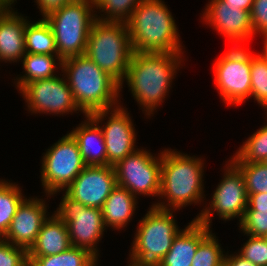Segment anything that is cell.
<instances>
[{
	"mask_svg": "<svg viewBox=\"0 0 267 266\" xmlns=\"http://www.w3.org/2000/svg\"><path fill=\"white\" fill-rule=\"evenodd\" d=\"M46 204L45 200L37 197L25 198L18 206L2 239L28 251L34 244L42 224L48 218Z\"/></svg>",
	"mask_w": 267,
	"mask_h": 266,
	"instance_id": "17",
	"label": "cell"
},
{
	"mask_svg": "<svg viewBox=\"0 0 267 266\" xmlns=\"http://www.w3.org/2000/svg\"><path fill=\"white\" fill-rule=\"evenodd\" d=\"M9 9V7L0 0V17Z\"/></svg>",
	"mask_w": 267,
	"mask_h": 266,
	"instance_id": "41",
	"label": "cell"
},
{
	"mask_svg": "<svg viewBox=\"0 0 267 266\" xmlns=\"http://www.w3.org/2000/svg\"><path fill=\"white\" fill-rule=\"evenodd\" d=\"M126 25L134 52L183 53L175 19L163 0H142Z\"/></svg>",
	"mask_w": 267,
	"mask_h": 266,
	"instance_id": "2",
	"label": "cell"
},
{
	"mask_svg": "<svg viewBox=\"0 0 267 266\" xmlns=\"http://www.w3.org/2000/svg\"><path fill=\"white\" fill-rule=\"evenodd\" d=\"M116 186L113 166H86L65 189V193L86 207L101 209Z\"/></svg>",
	"mask_w": 267,
	"mask_h": 266,
	"instance_id": "15",
	"label": "cell"
},
{
	"mask_svg": "<svg viewBox=\"0 0 267 266\" xmlns=\"http://www.w3.org/2000/svg\"><path fill=\"white\" fill-rule=\"evenodd\" d=\"M25 50L30 54L58 55L53 31L44 18L26 23Z\"/></svg>",
	"mask_w": 267,
	"mask_h": 266,
	"instance_id": "24",
	"label": "cell"
},
{
	"mask_svg": "<svg viewBox=\"0 0 267 266\" xmlns=\"http://www.w3.org/2000/svg\"><path fill=\"white\" fill-rule=\"evenodd\" d=\"M27 263L26 249L0 238V266H25Z\"/></svg>",
	"mask_w": 267,
	"mask_h": 266,
	"instance_id": "34",
	"label": "cell"
},
{
	"mask_svg": "<svg viewBox=\"0 0 267 266\" xmlns=\"http://www.w3.org/2000/svg\"><path fill=\"white\" fill-rule=\"evenodd\" d=\"M227 5L239 6V9L251 11L254 0H222Z\"/></svg>",
	"mask_w": 267,
	"mask_h": 266,
	"instance_id": "39",
	"label": "cell"
},
{
	"mask_svg": "<svg viewBox=\"0 0 267 266\" xmlns=\"http://www.w3.org/2000/svg\"><path fill=\"white\" fill-rule=\"evenodd\" d=\"M60 70L83 114L90 115L120 104V84L85 54L63 59Z\"/></svg>",
	"mask_w": 267,
	"mask_h": 266,
	"instance_id": "3",
	"label": "cell"
},
{
	"mask_svg": "<svg viewBox=\"0 0 267 266\" xmlns=\"http://www.w3.org/2000/svg\"><path fill=\"white\" fill-rule=\"evenodd\" d=\"M4 4H6L9 8H11V6H13L14 2L16 0H1Z\"/></svg>",
	"mask_w": 267,
	"mask_h": 266,
	"instance_id": "43",
	"label": "cell"
},
{
	"mask_svg": "<svg viewBox=\"0 0 267 266\" xmlns=\"http://www.w3.org/2000/svg\"><path fill=\"white\" fill-rule=\"evenodd\" d=\"M264 38V51L261 53L267 59V34L263 35Z\"/></svg>",
	"mask_w": 267,
	"mask_h": 266,
	"instance_id": "42",
	"label": "cell"
},
{
	"mask_svg": "<svg viewBox=\"0 0 267 266\" xmlns=\"http://www.w3.org/2000/svg\"><path fill=\"white\" fill-rule=\"evenodd\" d=\"M246 210H267V193L248 194Z\"/></svg>",
	"mask_w": 267,
	"mask_h": 266,
	"instance_id": "37",
	"label": "cell"
},
{
	"mask_svg": "<svg viewBox=\"0 0 267 266\" xmlns=\"http://www.w3.org/2000/svg\"><path fill=\"white\" fill-rule=\"evenodd\" d=\"M68 228L55 214L42 224L28 257L56 255L71 247Z\"/></svg>",
	"mask_w": 267,
	"mask_h": 266,
	"instance_id": "21",
	"label": "cell"
},
{
	"mask_svg": "<svg viewBox=\"0 0 267 266\" xmlns=\"http://www.w3.org/2000/svg\"><path fill=\"white\" fill-rule=\"evenodd\" d=\"M223 266H257V265H254L252 262L246 260L238 253L230 255L229 253H226L223 260Z\"/></svg>",
	"mask_w": 267,
	"mask_h": 266,
	"instance_id": "38",
	"label": "cell"
},
{
	"mask_svg": "<svg viewBox=\"0 0 267 266\" xmlns=\"http://www.w3.org/2000/svg\"><path fill=\"white\" fill-rule=\"evenodd\" d=\"M98 256H94L87 264L84 266H97L98 264Z\"/></svg>",
	"mask_w": 267,
	"mask_h": 266,
	"instance_id": "40",
	"label": "cell"
},
{
	"mask_svg": "<svg viewBox=\"0 0 267 266\" xmlns=\"http://www.w3.org/2000/svg\"><path fill=\"white\" fill-rule=\"evenodd\" d=\"M41 182L48 197L64 191L86 167L79 146L68 133L42 156Z\"/></svg>",
	"mask_w": 267,
	"mask_h": 266,
	"instance_id": "9",
	"label": "cell"
},
{
	"mask_svg": "<svg viewBox=\"0 0 267 266\" xmlns=\"http://www.w3.org/2000/svg\"><path fill=\"white\" fill-rule=\"evenodd\" d=\"M212 231L199 243L191 266H223V249Z\"/></svg>",
	"mask_w": 267,
	"mask_h": 266,
	"instance_id": "30",
	"label": "cell"
},
{
	"mask_svg": "<svg viewBox=\"0 0 267 266\" xmlns=\"http://www.w3.org/2000/svg\"><path fill=\"white\" fill-rule=\"evenodd\" d=\"M62 197L54 214L67 225L71 245L99 256L96 244L106 230L101 209L86 207L66 193Z\"/></svg>",
	"mask_w": 267,
	"mask_h": 266,
	"instance_id": "10",
	"label": "cell"
},
{
	"mask_svg": "<svg viewBox=\"0 0 267 266\" xmlns=\"http://www.w3.org/2000/svg\"><path fill=\"white\" fill-rule=\"evenodd\" d=\"M31 113L62 115L81 112L76 105L67 80L59 76L35 80L26 84L20 92Z\"/></svg>",
	"mask_w": 267,
	"mask_h": 266,
	"instance_id": "13",
	"label": "cell"
},
{
	"mask_svg": "<svg viewBox=\"0 0 267 266\" xmlns=\"http://www.w3.org/2000/svg\"><path fill=\"white\" fill-rule=\"evenodd\" d=\"M94 10V0H73L44 18L53 31L62 60L85 54L88 36L96 21Z\"/></svg>",
	"mask_w": 267,
	"mask_h": 266,
	"instance_id": "7",
	"label": "cell"
},
{
	"mask_svg": "<svg viewBox=\"0 0 267 266\" xmlns=\"http://www.w3.org/2000/svg\"><path fill=\"white\" fill-rule=\"evenodd\" d=\"M114 167L117 185L135 197L140 194L159 196L161 189V152L156 157L146 149H138Z\"/></svg>",
	"mask_w": 267,
	"mask_h": 266,
	"instance_id": "11",
	"label": "cell"
},
{
	"mask_svg": "<svg viewBox=\"0 0 267 266\" xmlns=\"http://www.w3.org/2000/svg\"><path fill=\"white\" fill-rule=\"evenodd\" d=\"M226 164L223 179L219 182L212 195L210 206L201 210L195 217L204 226L211 228L213 212L224 221L239 218V223L245 214L248 194L241 171L230 161Z\"/></svg>",
	"mask_w": 267,
	"mask_h": 266,
	"instance_id": "12",
	"label": "cell"
},
{
	"mask_svg": "<svg viewBox=\"0 0 267 266\" xmlns=\"http://www.w3.org/2000/svg\"><path fill=\"white\" fill-rule=\"evenodd\" d=\"M21 60L25 74L19 76L15 85L20 91L26 84L41 79H48L57 76L56 65L62 66V59L58 55L30 54L25 53ZM57 59V60H56ZM57 61V62H56ZM59 61V62H58Z\"/></svg>",
	"mask_w": 267,
	"mask_h": 266,
	"instance_id": "23",
	"label": "cell"
},
{
	"mask_svg": "<svg viewBox=\"0 0 267 266\" xmlns=\"http://www.w3.org/2000/svg\"><path fill=\"white\" fill-rule=\"evenodd\" d=\"M263 163H264L265 165H267V157H266V159L263 161Z\"/></svg>",
	"mask_w": 267,
	"mask_h": 266,
	"instance_id": "44",
	"label": "cell"
},
{
	"mask_svg": "<svg viewBox=\"0 0 267 266\" xmlns=\"http://www.w3.org/2000/svg\"><path fill=\"white\" fill-rule=\"evenodd\" d=\"M161 189L162 202L154 207L164 210H180L187 205L201 204L204 198V161L172 149L161 151ZM168 202V203H167ZM167 203V204H166Z\"/></svg>",
	"mask_w": 267,
	"mask_h": 266,
	"instance_id": "4",
	"label": "cell"
},
{
	"mask_svg": "<svg viewBox=\"0 0 267 266\" xmlns=\"http://www.w3.org/2000/svg\"><path fill=\"white\" fill-rule=\"evenodd\" d=\"M267 116V115H266ZM267 118V117H266ZM267 121V120H266ZM267 157V123L257 129L231 157L232 163L263 162Z\"/></svg>",
	"mask_w": 267,
	"mask_h": 266,
	"instance_id": "26",
	"label": "cell"
},
{
	"mask_svg": "<svg viewBox=\"0 0 267 266\" xmlns=\"http://www.w3.org/2000/svg\"><path fill=\"white\" fill-rule=\"evenodd\" d=\"M21 190L18 184L0 180V238L8 231L18 206L25 199Z\"/></svg>",
	"mask_w": 267,
	"mask_h": 266,
	"instance_id": "25",
	"label": "cell"
},
{
	"mask_svg": "<svg viewBox=\"0 0 267 266\" xmlns=\"http://www.w3.org/2000/svg\"><path fill=\"white\" fill-rule=\"evenodd\" d=\"M134 51L124 22L96 20L88 36L85 55L123 88Z\"/></svg>",
	"mask_w": 267,
	"mask_h": 266,
	"instance_id": "5",
	"label": "cell"
},
{
	"mask_svg": "<svg viewBox=\"0 0 267 266\" xmlns=\"http://www.w3.org/2000/svg\"><path fill=\"white\" fill-rule=\"evenodd\" d=\"M84 116L85 122L71 130L70 134L77 141L86 166L107 165L106 145L99 122H95L89 115Z\"/></svg>",
	"mask_w": 267,
	"mask_h": 266,
	"instance_id": "20",
	"label": "cell"
},
{
	"mask_svg": "<svg viewBox=\"0 0 267 266\" xmlns=\"http://www.w3.org/2000/svg\"><path fill=\"white\" fill-rule=\"evenodd\" d=\"M182 54L133 53L124 80L146 116H151L166 98L183 60Z\"/></svg>",
	"mask_w": 267,
	"mask_h": 266,
	"instance_id": "1",
	"label": "cell"
},
{
	"mask_svg": "<svg viewBox=\"0 0 267 266\" xmlns=\"http://www.w3.org/2000/svg\"><path fill=\"white\" fill-rule=\"evenodd\" d=\"M249 236L238 252L246 260L257 266H267V241L264 237Z\"/></svg>",
	"mask_w": 267,
	"mask_h": 266,
	"instance_id": "33",
	"label": "cell"
},
{
	"mask_svg": "<svg viewBox=\"0 0 267 266\" xmlns=\"http://www.w3.org/2000/svg\"><path fill=\"white\" fill-rule=\"evenodd\" d=\"M142 220H139L128 266H157L169 252L181 229L172 210H164L153 205Z\"/></svg>",
	"mask_w": 267,
	"mask_h": 266,
	"instance_id": "6",
	"label": "cell"
},
{
	"mask_svg": "<svg viewBox=\"0 0 267 266\" xmlns=\"http://www.w3.org/2000/svg\"><path fill=\"white\" fill-rule=\"evenodd\" d=\"M251 51L244 46H234L216 59L214 84L221 100L238 106L251 97Z\"/></svg>",
	"mask_w": 267,
	"mask_h": 266,
	"instance_id": "8",
	"label": "cell"
},
{
	"mask_svg": "<svg viewBox=\"0 0 267 266\" xmlns=\"http://www.w3.org/2000/svg\"><path fill=\"white\" fill-rule=\"evenodd\" d=\"M25 266H32V264L30 262H28Z\"/></svg>",
	"mask_w": 267,
	"mask_h": 266,
	"instance_id": "45",
	"label": "cell"
},
{
	"mask_svg": "<svg viewBox=\"0 0 267 266\" xmlns=\"http://www.w3.org/2000/svg\"><path fill=\"white\" fill-rule=\"evenodd\" d=\"M27 17L11 7L0 17V62L14 63L25 55V27Z\"/></svg>",
	"mask_w": 267,
	"mask_h": 266,
	"instance_id": "18",
	"label": "cell"
},
{
	"mask_svg": "<svg viewBox=\"0 0 267 266\" xmlns=\"http://www.w3.org/2000/svg\"><path fill=\"white\" fill-rule=\"evenodd\" d=\"M136 198L127 189L117 185L101 208L105 226L114 230L126 227L137 208Z\"/></svg>",
	"mask_w": 267,
	"mask_h": 266,
	"instance_id": "22",
	"label": "cell"
},
{
	"mask_svg": "<svg viewBox=\"0 0 267 266\" xmlns=\"http://www.w3.org/2000/svg\"><path fill=\"white\" fill-rule=\"evenodd\" d=\"M233 164L244 177L247 194L267 193V165L263 162Z\"/></svg>",
	"mask_w": 267,
	"mask_h": 266,
	"instance_id": "31",
	"label": "cell"
},
{
	"mask_svg": "<svg viewBox=\"0 0 267 266\" xmlns=\"http://www.w3.org/2000/svg\"><path fill=\"white\" fill-rule=\"evenodd\" d=\"M73 0H36L37 7L39 8L43 18L50 13L61 9L64 5L71 3Z\"/></svg>",
	"mask_w": 267,
	"mask_h": 266,
	"instance_id": "36",
	"label": "cell"
},
{
	"mask_svg": "<svg viewBox=\"0 0 267 266\" xmlns=\"http://www.w3.org/2000/svg\"><path fill=\"white\" fill-rule=\"evenodd\" d=\"M212 230L193 218L175 237L169 252L157 266H191L199 243Z\"/></svg>",
	"mask_w": 267,
	"mask_h": 266,
	"instance_id": "19",
	"label": "cell"
},
{
	"mask_svg": "<svg viewBox=\"0 0 267 266\" xmlns=\"http://www.w3.org/2000/svg\"><path fill=\"white\" fill-rule=\"evenodd\" d=\"M206 24L213 26L228 42L240 46L253 38L250 12L239 9V6L227 5L222 0H211L203 13ZM240 43V44H239Z\"/></svg>",
	"mask_w": 267,
	"mask_h": 266,
	"instance_id": "16",
	"label": "cell"
},
{
	"mask_svg": "<svg viewBox=\"0 0 267 266\" xmlns=\"http://www.w3.org/2000/svg\"><path fill=\"white\" fill-rule=\"evenodd\" d=\"M141 1L142 0H94V8L106 15H96V20L126 23L130 19L135 7Z\"/></svg>",
	"mask_w": 267,
	"mask_h": 266,
	"instance_id": "28",
	"label": "cell"
},
{
	"mask_svg": "<svg viewBox=\"0 0 267 266\" xmlns=\"http://www.w3.org/2000/svg\"><path fill=\"white\" fill-rule=\"evenodd\" d=\"M111 111V112H110ZM110 113V114H109ZM108 114L110 116H108ZM95 122L103 123L106 116L108 121L101 125L107 154V165L115 166L127 155L135 152L136 133L127 109L121 104L111 109L99 110L89 115ZM105 117V118H104Z\"/></svg>",
	"mask_w": 267,
	"mask_h": 266,
	"instance_id": "14",
	"label": "cell"
},
{
	"mask_svg": "<svg viewBox=\"0 0 267 266\" xmlns=\"http://www.w3.org/2000/svg\"><path fill=\"white\" fill-rule=\"evenodd\" d=\"M94 257L87 249L71 246L56 255L28 257L32 266H84Z\"/></svg>",
	"mask_w": 267,
	"mask_h": 266,
	"instance_id": "27",
	"label": "cell"
},
{
	"mask_svg": "<svg viewBox=\"0 0 267 266\" xmlns=\"http://www.w3.org/2000/svg\"><path fill=\"white\" fill-rule=\"evenodd\" d=\"M239 227L245 235L264 237L267 234V210H245Z\"/></svg>",
	"mask_w": 267,
	"mask_h": 266,
	"instance_id": "32",
	"label": "cell"
},
{
	"mask_svg": "<svg viewBox=\"0 0 267 266\" xmlns=\"http://www.w3.org/2000/svg\"><path fill=\"white\" fill-rule=\"evenodd\" d=\"M253 36L267 34V0H254L250 11Z\"/></svg>",
	"mask_w": 267,
	"mask_h": 266,
	"instance_id": "35",
	"label": "cell"
},
{
	"mask_svg": "<svg viewBox=\"0 0 267 266\" xmlns=\"http://www.w3.org/2000/svg\"><path fill=\"white\" fill-rule=\"evenodd\" d=\"M251 97L267 109V59L251 52Z\"/></svg>",
	"mask_w": 267,
	"mask_h": 266,
	"instance_id": "29",
	"label": "cell"
}]
</instances>
